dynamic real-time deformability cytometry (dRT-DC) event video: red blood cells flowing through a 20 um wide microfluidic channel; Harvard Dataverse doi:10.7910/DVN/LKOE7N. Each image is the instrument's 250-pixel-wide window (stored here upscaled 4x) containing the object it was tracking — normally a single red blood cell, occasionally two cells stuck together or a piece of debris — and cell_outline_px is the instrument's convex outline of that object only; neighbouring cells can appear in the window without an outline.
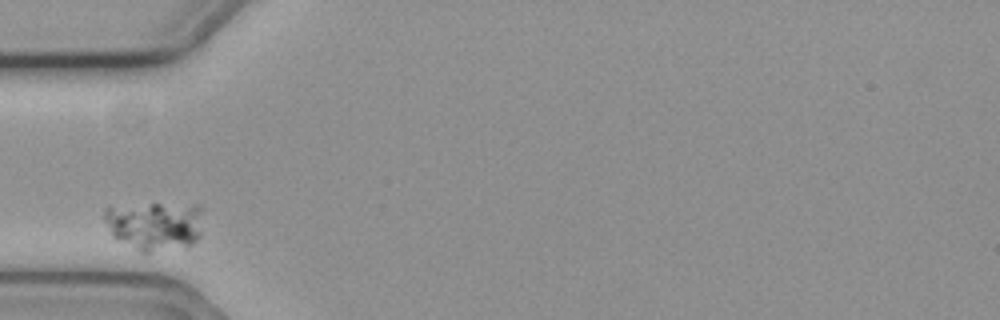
{"species": "common noctule bat (a hibernating species)", "species_latin": "Nyctalus noctula", "temperature_condition": "cold", "stored_images_in_passage": 5, "camera_frame_rate_fps": 3000, "um_per_image_px": 0.085, "animal": {"sex": "female", "body_mass_g": 19.3, "forearm_length_mm": 54.1}, "frame": {"image": 1, "passage_image": 1, "time_ms": 0.0, "image_size_px": [1000, 320], "cell_outline_px": [[204, 212], [200, 236], [192, 244], [148, 252], [140, 252], [116, 240], [112, 236], [104, 220], [104, 208], [108, 204], [200, 204], [204, 208]], "centroid_in_image_um": [13.13, 19.12], "position_along_channel_um": 71.9, "area_um2": 28.96}}
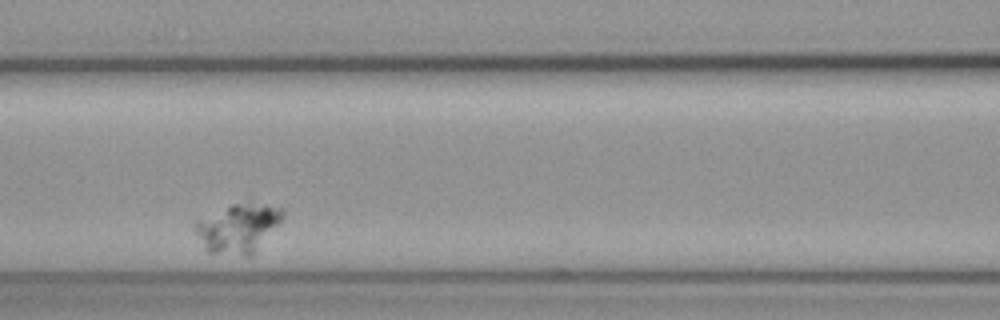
{"frame": {"image": 2, "passage_image": 3, "time_ms": 0.667, "image_size_px": [1000, 320], "cell_outline_px": [[284, 216], [280, 224], [248, 256], [244, 256], [208, 252], [196, 232], [196, 220], [232, 204], [264, 204], [284, 208]], "centroid_in_image_um": [20.27, 19.38], "position_along_channel_um": 146.3, "area_um2": 24.22}}
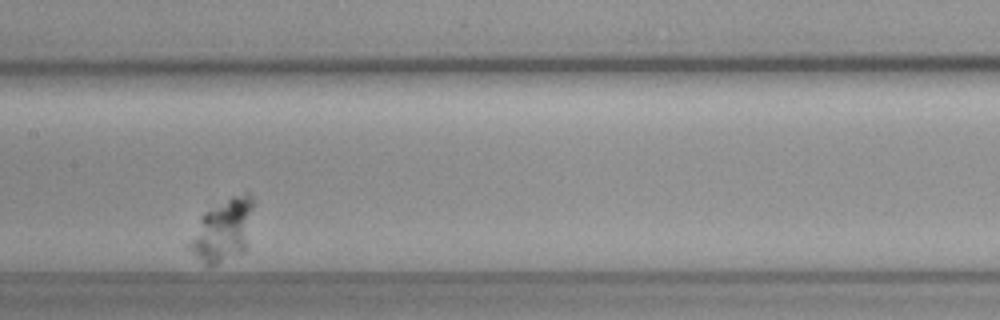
{"frame": {"image": 3, "passage_image": 4, "time_ms": 1.0, "image_size_px": [1000, 320], "cell_outline_px": [[256, 204], [248, 248], [244, 252], [216, 264], [208, 264], [192, 252], [188, 248], [188, 244], [200, 216], [204, 212], [232, 196], [244, 192], [248, 192], [252, 196]], "centroid_in_image_um": [19.05, 19.52], "position_along_channel_um": 188.3, "area_um2": 23.64}}